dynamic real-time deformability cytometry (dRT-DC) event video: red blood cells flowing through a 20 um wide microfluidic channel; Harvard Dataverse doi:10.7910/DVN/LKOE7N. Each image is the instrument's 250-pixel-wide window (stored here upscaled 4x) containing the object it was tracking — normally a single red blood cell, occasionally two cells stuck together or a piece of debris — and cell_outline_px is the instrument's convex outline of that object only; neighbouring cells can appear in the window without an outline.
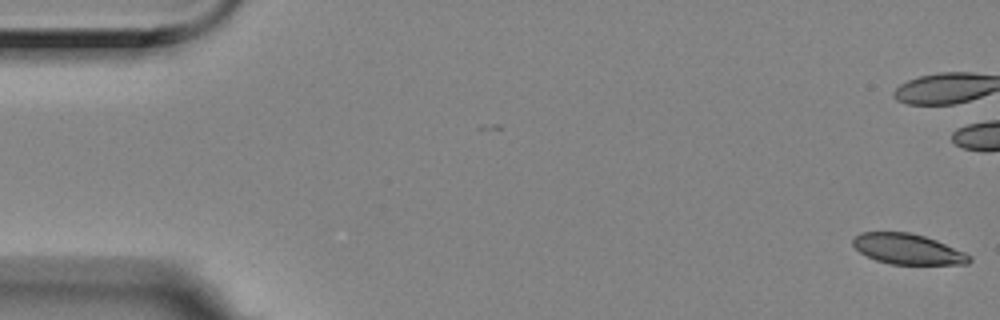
{"species": "Egyptian fruit bat (a non-hibernating species)", "species_latin": "Rousettus aegyptiacus", "temperature_condition": "room temperature", "stored_images_in_passage": 58, "camera_frame_rate_fps": 3000, "um_per_image_px": 0.085, "animal": {"sex": "female"}, "frame": {"image": 1, "passage_image": 1, "time_ms": 0.0, "image_size_px": [1000, 320], "cell_outline_px": [[972, 260], [968, 264], [892, 264], [876, 260], [860, 252], [852, 244], [852, 240], [860, 232], [912, 232], [936, 240], [964, 252], [972, 256]], "centroid_in_image_um": [77.17, 21.17], "position_along_channel_um": 7.8, "area_um2": 20.58}, "authors_computed_cell_mechanics": {"area_um2": 23.2645, "velocity_mm_per_s": 3.5024, "shape_relaxation_time_tau1_ms": 6.2498, "shape_relaxation_time_tau2_ms": 2.0411, "deformation_change_tau1": 0.1736, "deformation_change_tau2": 0.071}}